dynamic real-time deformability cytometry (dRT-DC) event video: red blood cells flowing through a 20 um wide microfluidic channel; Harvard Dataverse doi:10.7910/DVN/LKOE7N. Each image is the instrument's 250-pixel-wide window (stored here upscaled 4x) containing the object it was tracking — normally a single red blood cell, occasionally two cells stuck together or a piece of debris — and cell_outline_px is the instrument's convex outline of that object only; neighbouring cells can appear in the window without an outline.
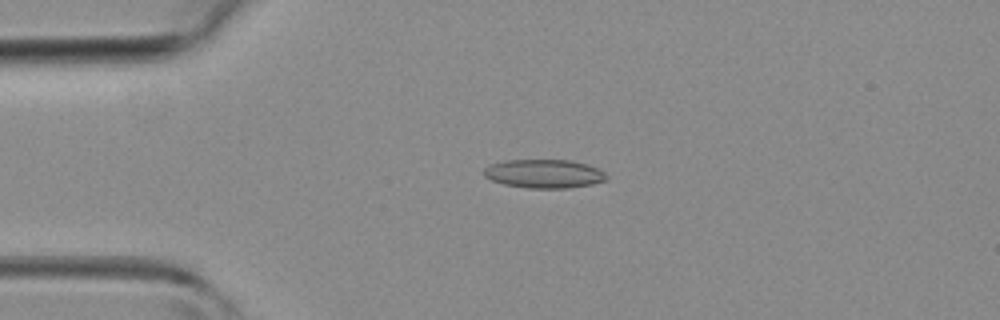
{"species": "common noctule bat (a hibernating species)", "species_latin": "Nyctalus noctula", "temperature_condition": "room temperature", "stored_images_in_passage": 37, "camera_frame_rate_fps": 3000, "um_per_image_px": 0.085, "animal": {"sex": "female", "body_mass_g": 19.3, "forearm_length_mm": 54.1}, "frame": {"image": 1, "passage_image": 5, "time_ms": 1.333, "image_size_px": [1000, 320], "cell_outline_px": [[608, 176], [604, 180], [592, 184], [568, 188], [528, 188], [504, 184], [492, 180], [484, 176], [484, 168], [492, 164], [504, 160], [572, 160], [588, 164], [604, 172]], "centroid_in_image_um": [46.25, 14.76], "position_along_channel_um": 38.8, "area_um2": 20.4}}
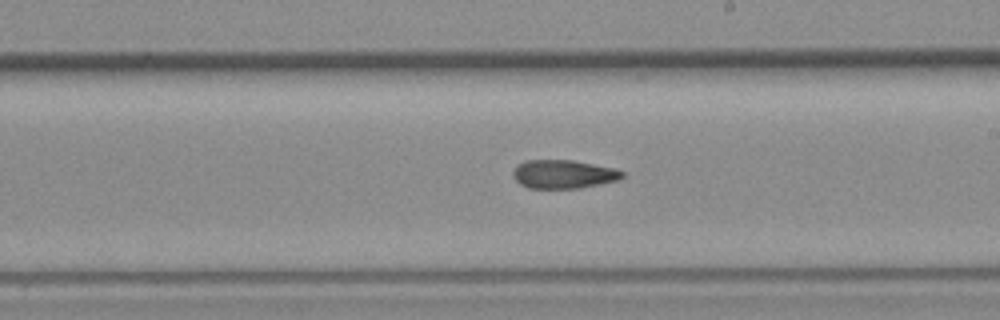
{"frame": {"image": 2, "passage_image": 19, "time_ms": 6.0, "image_size_px": [1000, 320], "cell_outline_px": [[624, 176], [620, 180], [580, 188], [528, 188], [520, 184], [512, 176], [512, 172], [516, 164], [524, 160], [572, 160], [616, 168], [624, 172]], "centroid_in_image_um": [47.89, 14.8], "position_along_channel_um": 241.1, "area_um2": 18.44}}
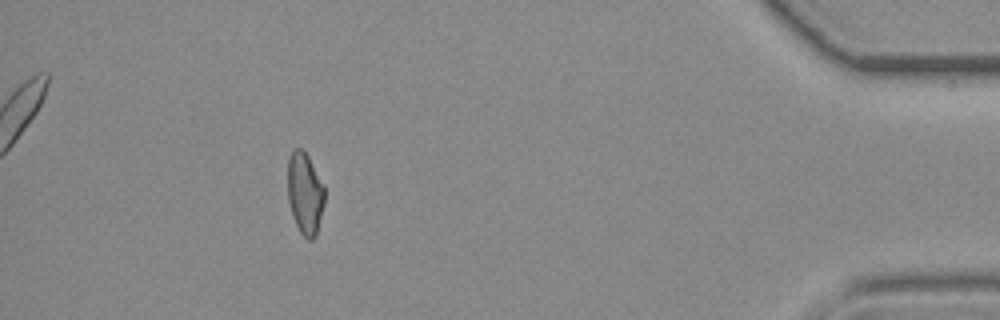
{"frame": {"image": 3, "passage_image": 33, "time_ms": 10.667, "image_size_px": [1000, 320], "cell_outline_px": [[324, 204], [316, 236], [312, 240], [308, 240], [300, 232], [292, 216], [288, 200], [288, 156], [296, 148], [300, 148], [308, 156], [324, 184]], "centroid_in_image_um": [25.92, 16.45], "position_along_channel_um": 409.3, "area_um2": 17.63}}